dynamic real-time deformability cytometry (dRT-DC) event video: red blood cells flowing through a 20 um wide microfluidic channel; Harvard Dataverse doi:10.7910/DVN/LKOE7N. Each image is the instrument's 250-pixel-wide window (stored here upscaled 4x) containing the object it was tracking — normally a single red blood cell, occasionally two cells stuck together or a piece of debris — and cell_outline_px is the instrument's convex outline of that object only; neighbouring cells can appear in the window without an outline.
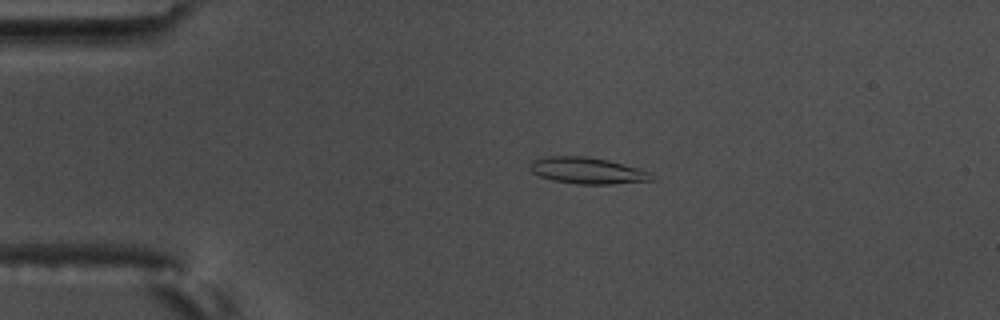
{"species": "common noctule bat (a hibernating species)", "species_latin": "Nyctalus noctula", "temperature_condition": "warm", "stored_images_in_passage": 55, "camera_frame_rate_fps": 3000, "um_per_image_px": 0.085, "animal": {"sex": "male", "body_mass_g": 17.5, "forearm_length_mm": 52.3}, "frame": {"image": 1, "passage_image": 10, "time_ms": 3.0, "image_size_px": [1000, 320], "cell_outline_px": [[656, 180], [612, 184], [576, 184], [552, 180], [540, 176], [532, 172], [528, 168], [528, 164], [532, 160], [548, 156], [588, 156], [608, 160], [636, 168], [648, 172], [656, 176]], "centroid_in_image_um": [49.9, 14.5], "position_along_channel_um": 35.1, "area_um2": 18.84}}
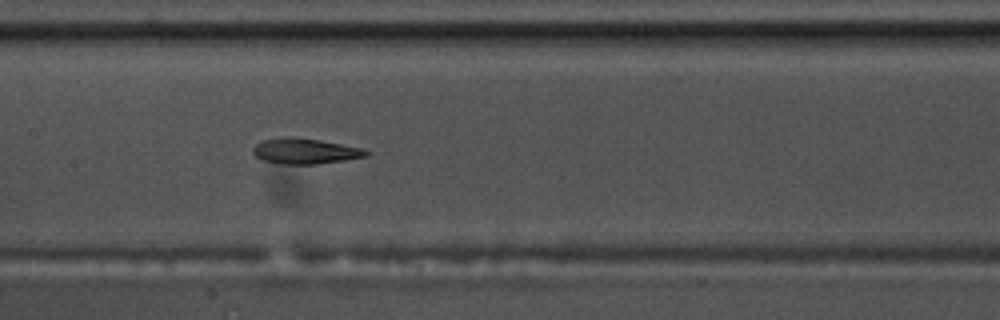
{"frame": {"image": 2, "passage_image": 26, "time_ms": 8.333, "image_size_px": [1000, 320], "cell_outline_px": [[372, 152], [368, 156], [344, 160], [316, 164], [280, 164], [264, 160], [256, 156], [252, 152], [252, 148], [260, 140], [288, 136], [296, 136], [320, 140], [364, 148]], "centroid_in_image_um": [25.94, 12.83], "position_along_channel_um": 181.5, "area_um2": 17.11}}
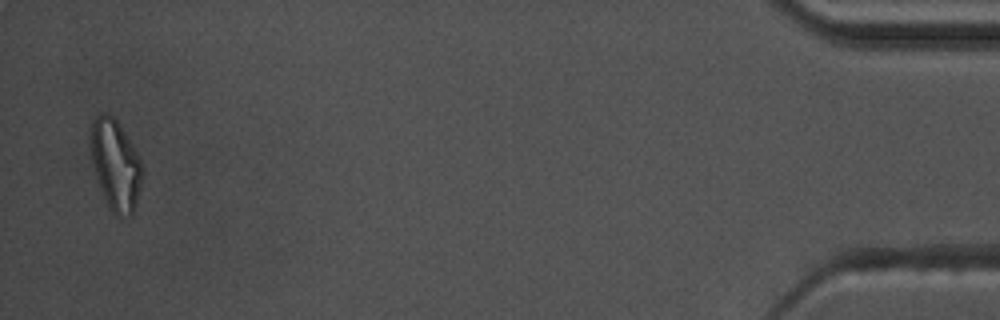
{"frame": {"image": 3, "passage_image": 54, "time_ms": 17.667, "image_size_px": [1000, 320], "cell_outline_px": [[144, 172], [136, 204], [132, 216], [120, 220], [112, 212], [104, 196], [92, 164], [92, 120], [96, 116], [104, 112], [112, 116], [116, 120], [124, 132], [136, 152], [144, 168]], "centroid_in_image_um": [9.86, 14.08], "position_along_channel_um": 425.3, "area_um2": 26.88}, "authors_computed_cell_mechanics": {"area_um2": 17.5134, "velocity_mm_per_s": 3.5461, "shape_relaxation_time_tau1_ms": 6.5021, "shape_relaxation_time_tau2_ms": 1.8708, "deformation_change_tau1": 0.2413, "deformation_change_tau2": 0.1112}}